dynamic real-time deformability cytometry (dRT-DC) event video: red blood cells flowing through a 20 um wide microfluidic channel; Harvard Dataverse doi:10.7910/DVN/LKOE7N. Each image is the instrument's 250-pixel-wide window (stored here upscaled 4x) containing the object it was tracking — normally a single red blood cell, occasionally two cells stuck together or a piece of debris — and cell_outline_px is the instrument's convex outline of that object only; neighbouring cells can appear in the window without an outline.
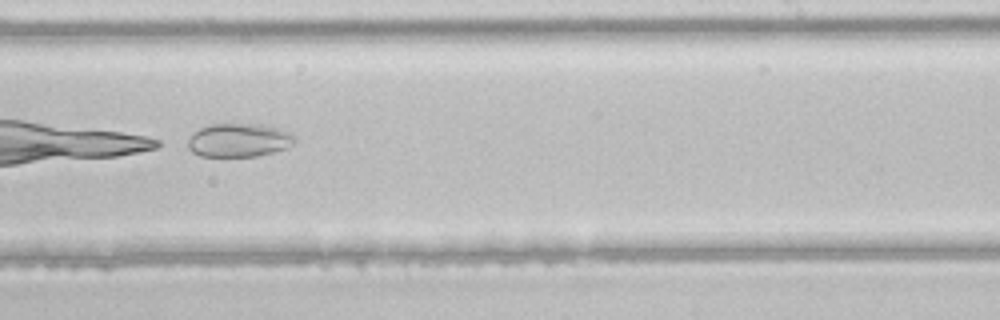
{"species": "common noctule bat (a hibernating species)", "species_latin": "Nyctalus noctula", "temperature_condition": "room temperature", "stored_images_in_passage": 38, "camera_frame_rate_fps": 3000, "um_per_image_px": 0.085, "animal": {"sex": "male", "body_mass_g": 21.5, "forearm_length_mm": 52.0}, "frame": {"image": 1, "passage_image": 22, "time_ms": 7.0, "image_size_px": [1000, 320], "cell_outline_px": [[296, 140], [288, 148], [256, 156], [200, 156], [192, 152], [188, 148], [188, 140], [200, 128], [212, 124], [264, 124], [280, 128], [296, 136]], "centroid_in_image_um": [20.35, 11.91], "position_along_channel_um": 268.7, "area_um2": 20.87}}
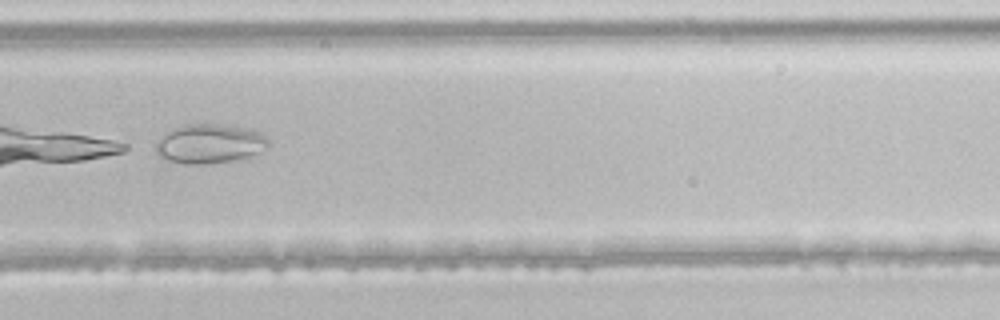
{"frame": {"image": 2, "passage_image": 25, "time_ms": 8.0, "image_size_px": [1000, 320], "cell_outline_px": [[272, 144], [268, 148], [244, 160], [204, 164], [188, 164], [168, 160], [160, 156], [156, 144], [168, 132], [184, 124], [232, 124], [252, 128], [260, 132]], "centroid_in_image_um": [17.97, 12.21], "position_along_channel_um": 311.8, "area_um2": 26.13}}